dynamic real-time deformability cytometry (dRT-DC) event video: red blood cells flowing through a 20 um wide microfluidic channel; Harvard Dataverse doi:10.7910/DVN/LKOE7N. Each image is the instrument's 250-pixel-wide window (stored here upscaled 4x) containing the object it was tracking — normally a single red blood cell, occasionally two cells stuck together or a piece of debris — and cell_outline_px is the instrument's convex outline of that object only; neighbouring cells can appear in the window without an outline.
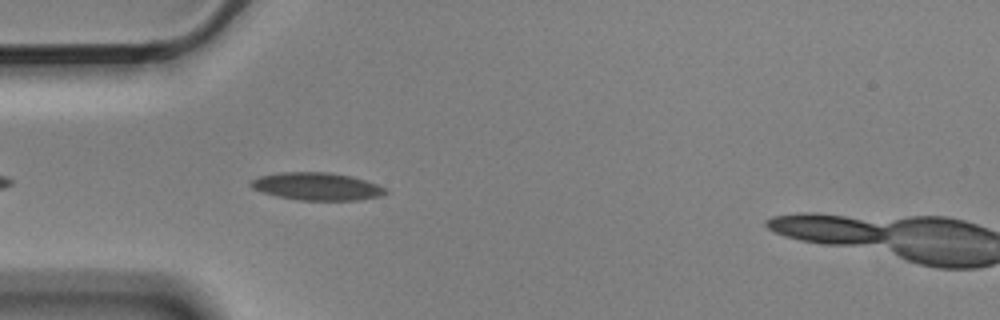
{"species": "Egyptian fruit bat (a non-hibernating species)", "species_latin": "Rousettus aegyptiacus", "temperature_condition": "cold", "stored_images_in_passage": 15, "camera_frame_rate_fps": 3000, "um_per_image_px": 0.085, "animal": {"sex": "male"}, "frame": {"image": 1, "passage_image": 5, "time_ms": 1.333, "image_size_px": [1000, 320], "cell_outline_px": [[388, 192], [380, 196], [360, 200], [300, 200], [276, 196], [252, 188], [248, 184], [252, 180], [260, 176], [280, 172], [328, 172], [352, 176], [376, 184], [384, 188]], "centroid_in_image_um": [26.92, 15.84], "position_along_channel_um": 58.1, "area_um2": 21.56}}
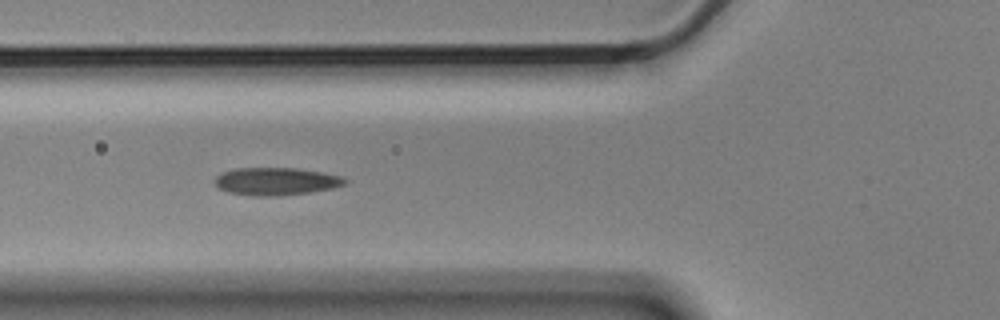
{"frame": {"image": 2, "passage_image": 9, "time_ms": 2.667, "image_size_px": [1000, 320], "cell_outline_px": [[348, 180], [344, 184], [332, 188], [308, 192], [272, 196], [252, 196], [228, 192], [220, 188], [216, 184], [216, 176], [224, 172], [236, 168], [296, 168], [320, 172], [340, 176]], "centroid_in_image_um": [23.45, 15.41], "position_along_channel_um": 102.4, "area_um2": 20.58}}
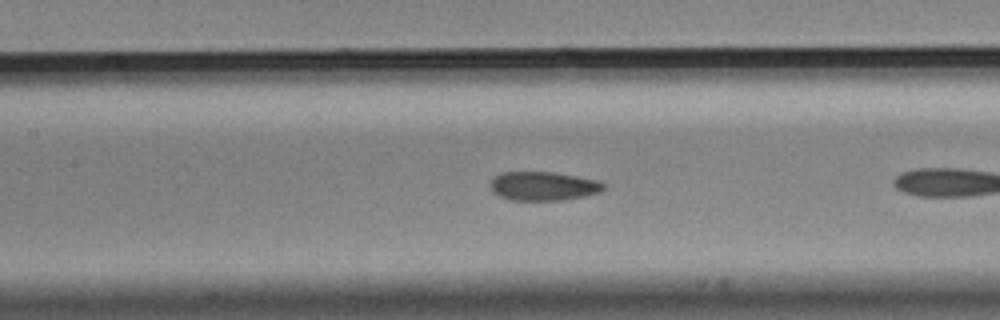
{"frame": {"image": 3, "passage_image": 11, "time_ms": 3.333, "image_size_px": [1000, 320], "cell_outline_px": [[604, 188], [600, 192], [584, 196], [564, 200], [512, 200], [500, 196], [492, 192], [492, 180], [496, 176], [504, 172], [552, 172], [576, 176], [596, 180], [604, 184]], "centroid_in_image_um": [46.19, 15.82], "position_along_channel_um": 161.2, "area_um2": 18.79}}